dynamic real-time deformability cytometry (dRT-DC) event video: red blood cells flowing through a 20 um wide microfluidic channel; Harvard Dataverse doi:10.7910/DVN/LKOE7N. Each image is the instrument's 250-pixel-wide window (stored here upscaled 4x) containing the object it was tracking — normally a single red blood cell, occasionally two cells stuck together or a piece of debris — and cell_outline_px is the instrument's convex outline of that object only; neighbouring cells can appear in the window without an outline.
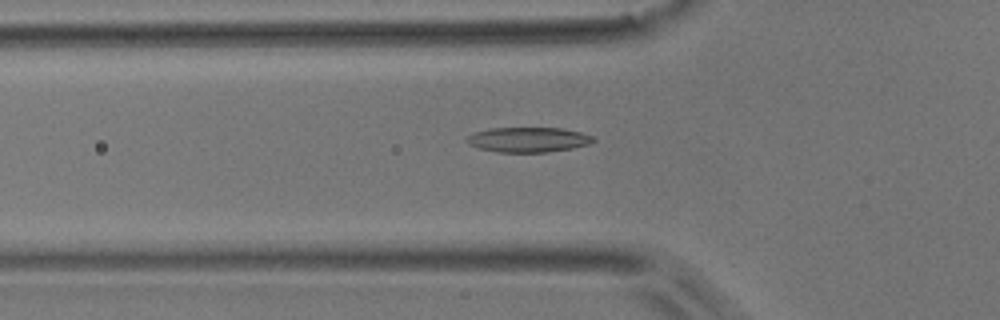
{"species": "common noctule bat (a hibernating species)", "species_latin": "Nyctalus noctula", "temperature_condition": "room temperature", "stored_images_in_passage": 50, "camera_frame_rate_fps": 3000, "um_per_image_px": 0.085, "animal": {"sex": "male", "body_mass_g": 17.9}, "frame": {"image": 1, "passage_image": 17, "time_ms": 5.333, "image_size_px": [1000, 320], "cell_outline_px": [[596, 140], [588, 144], [572, 148], [548, 152], [496, 152], [480, 148], [468, 144], [464, 140], [468, 136], [476, 132], [492, 128], [564, 128], [580, 132], [592, 136]], "centroid_in_image_um": [44.9, 11.87], "position_along_channel_um": 80.9, "area_um2": 18.32}}
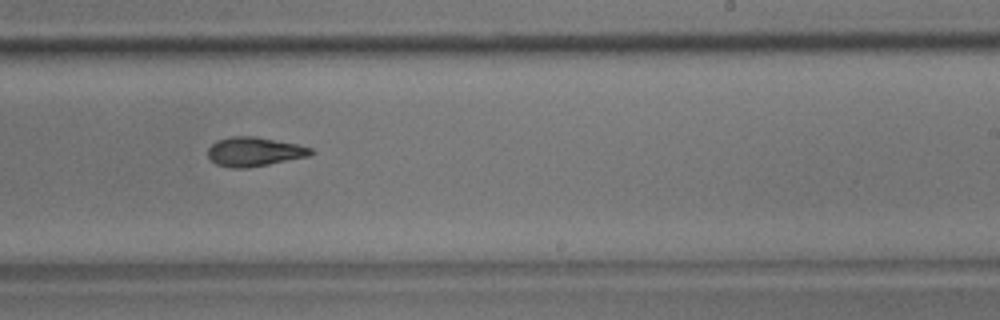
{"frame": {"image": 2, "passage_image": 31, "time_ms": 10.0, "image_size_px": [1000, 320], "cell_outline_px": [[312, 152], [308, 156], [248, 168], [232, 168], [216, 164], [208, 156], [208, 148], [216, 140], [232, 136], [256, 136], [296, 144], [312, 148]], "centroid_in_image_um": [21.57, 12.89], "position_along_channel_um": 267.4, "area_um2": 17.34}}
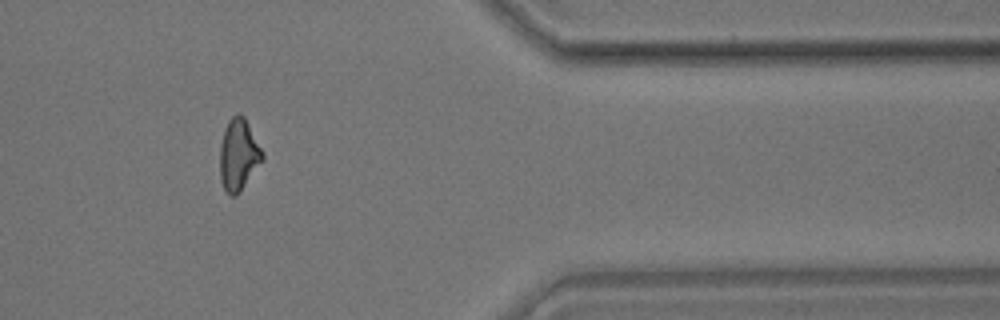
{"frame": {"image": 3, "passage_image": 42, "time_ms": 13.667, "image_size_px": [1000, 320], "cell_outline_px": [[264, 160], [240, 192], [236, 196], [232, 196], [224, 188], [220, 180], [220, 144], [224, 128], [228, 120], [236, 112], [240, 112], [244, 116], [264, 152]], "centroid_in_image_um": [20.29, 13.13], "position_along_channel_um": 391.1, "area_um2": 18.09}, "authors_computed_cell_mechanics": {"area_um2": 17.629, "velocity_mm_per_s": 3.9823, "shape_relaxation_time_tau1_ms": 5.5723, "shape_relaxation_time_tau2_ms": 4.0805, "deformation_change_tau1": 0.1623, "deformation_change_tau2": 0.1212}}